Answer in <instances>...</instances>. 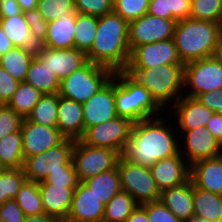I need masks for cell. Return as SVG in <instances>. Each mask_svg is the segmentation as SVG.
<instances>
[{
  "label": "cell",
  "instance_id": "obj_1",
  "mask_svg": "<svg viewBox=\"0 0 222 222\" xmlns=\"http://www.w3.org/2000/svg\"><path fill=\"white\" fill-rule=\"evenodd\" d=\"M166 117L163 113V116L133 123L130 139L120 156L150 168L161 159L177 155L180 152L179 133L176 132V127H173L175 123L171 124L174 121H168Z\"/></svg>",
  "mask_w": 222,
  "mask_h": 222
},
{
  "label": "cell",
  "instance_id": "obj_2",
  "mask_svg": "<svg viewBox=\"0 0 222 222\" xmlns=\"http://www.w3.org/2000/svg\"><path fill=\"white\" fill-rule=\"evenodd\" d=\"M129 23L111 12L98 18V27L87 60L111 69L113 72L126 69L129 57Z\"/></svg>",
  "mask_w": 222,
  "mask_h": 222
},
{
  "label": "cell",
  "instance_id": "obj_3",
  "mask_svg": "<svg viewBox=\"0 0 222 222\" xmlns=\"http://www.w3.org/2000/svg\"><path fill=\"white\" fill-rule=\"evenodd\" d=\"M219 23L186 18L175 24L173 41L183 64L212 57L220 33Z\"/></svg>",
  "mask_w": 222,
  "mask_h": 222
},
{
  "label": "cell",
  "instance_id": "obj_4",
  "mask_svg": "<svg viewBox=\"0 0 222 222\" xmlns=\"http://www.w3.org/2000/svg\"><path fill=\"white\" fill-rule=\"evenodd\" d=\"M115 107L118 117L132 123L165 113L151 93L125 70L115 72Z\"/></svg>",
  "mask_w": 222,
  "mask_h": 222
},
{
  "label": "cell",
  "instance_id": "obj_5",
  "mask_svg": "<svg viewBox=\"0 0 222 222\" xmlns=\"http://www.w3.org/2000/svg\"><path fill=\"white\" fill-rule=\"evenodd\" d=\"M184 66L162 64L154 68H126L125 71L144 86L165 111L184 93Z\"/></svg>",
  "mask_w": 222,
  "mask_h": 222
},
{
  "label": "cell",
  "instance_id": "obj_6",
  "mask_svg": "<svg viewBox=\"0 0 222 222\" xmlns=\"http://www.w3.org/2000/svg\"><path fill=\"white\" fill-rule=\"evenodd\" d=\"M113 74L111 69L88 61L83 67L60 81L58 95L84 103L96 94Z\"/></svg>",
  "mask_w": 222,
  "mask_h": 222
},
{
  "label": "cell",
  "instance_id": "obj_7",
  "mask_svg": "<svg viewBox=\"0 0 222 222\" xmlns=\"http://www.w3.org/2000/svg\"><path fill=\"white\" fill-rule=\"evenodd\" d=\"M75 140L65 139L56 147L24 159L23 172L28 181H43L50 172L62 169H75L72 152Z\"/></svg>",
  "mask_w": 222,
  "mask_h": 222
},
{
  "label": "cell",
  "instance_id": "obj_8",
  "mask_svg": "<svg viewBox=\"0 0 222 222\" xmlns=\"http://www.w3.org/2000/svg\"><path fill=\"white\" fill-rule=\"evenodd\" d=\"M122 191L127 192L138 205L155 202L160 199L149 167H144L123 159L117 163Z\"/></svg>",
  "mask_w": 222,
  "mask_h": 222
},
{
  "label": "cell",
  "instance_id": "obj_9",
  "mask_svg": "<svg viewBox=\"0 0 222 222\" xmlns=\"http://www.w3.org/2000/svg\"><path fill=\"white\" fill-rule=\"evenodd\" d=\"M120 153L101 147H92L76 140L72 152V161L79 182L95 177L102 172L116 168Z\"/></svg>",
  "mask_w": 222,
  "mask_h": 222
},
{
  "label": "cell",
  "instance_id": "obj_10",
  "mask_svg": "<svg viewBox=\"0 0 222 222\" xmlns=\"http://www.w3.org/2000/svg\"><path fill=\"white\" fill-rule=\"evenodd\" d=\"M221 88L222 65L213 56L191 61L185 64V90L183 91V94L196 98L203 92L214 91Z\"/></svg>",
  "mask_w": 222,
  "mask_h": 222
},
{
  "label": "cell",
  "instance_id": "obj_11",
  "mask_svg": "<svg viewBox=\"0 0 222 222\" xmlns=\"http://www.w3.org/2000/svg\"><path fill=\"white\" fill-rule=\"evenodd\" d=\"M132 126L130 120L117 116L105 123L88 127L80 140L89 146L109 148L121 154L130 139Z\"/></svg>",
  "mask_w": 222,
  "mask_h": 222
},
{
  "label": "cell",
  "instance_id": "obj_12",
  "mask_svg": "<svg viewBox=\"0 0 222 222\" xmlns=\"http://www.w3.org/2000/svg\"><path fill=\"white\" fill-rule=\"evenodd\" d=\"M176 22L177 20H167L149 14L130 21L128 28L130 50L143 44L173 39Z\"/></svg>",
  "mask_w": 222,
  "mask_h": 222
},
{
  "label": "cell",
  "instance_id": "obj_13",
  "mask_svg": "<svg viewBox=\"0 0 222 222\" xmlns=\"http://www.w3.org/2000/svg\"><path fill=\"white\" fill-rule=\"evenodd\" d=\"M179 139L180 154L190 166L197 161L222 155V144L206 127L184 131Z\"/></svg>",
  "mask_w": 222,
  "mask_h": 222
},
{
  "label": "cell",
  "instance_id": "obj_14",
  "mask_svg": "<svg viewBox=\"0 0 222 222\" xmlns=\"http://www.w3.org/2000/svg\"><path fill=\"white\" fill-rule=\"evenodd\" d=\"M162 64H183L173 39L134 47L126 68H154Z\"/></svg>",
  "mask_w": 222,
  "mask_h": 222
},
{
  "label": "cell",
  "instance_id": "obj_15",
  "mask_svg": "<svg viewBox=\"0 0 222 222\" xmlns=\"http://www.w3.org/2000/svg\"><path fill=\"white\" fill-rule=\"evenodd\" d=\"M84 132L88 127L105 123L117 117L115 107V72L99 91L82 103Z\"/></svg>",
  "mask_w": 222,
  "mask_h": 222
},
{
  "label": "cell",
  "instance_id": "obj_16",
  "mask_svg": "<svg viewBox=\"0 0 222 222\" xmlns=\"http://www.w3.org/2000/svg\"><path fill=\"white\" fill-rule=\"evenodd\" d=\"M21 134L24 159L56 147L66 139L57 127L36 124L26 118L22 123Z\"/></svg>",
  "mask_w": 222,
  "mask_h": 222
},
{
  "label": "cell",
  "instance_id": "obj_17",
  "mask_svg": "<svg viewBox=\"0 0 222 222\" xmlns=\"http://www.w3.org/2000/svg\"><path fill=\"white\" fill-rule=\"evenodd\" d=\"M171 108V112L175 115L174 119L175 125L177 127V132L179 136L184 132L191 129H195L199 126L206 127L207 121L213 115V111L204 106L197 98L182 95L171 107L167 110L166 114L171 118L173 115L169 112ZM178 118V119H176ZM179 126V127H178ZM180 129V130H179Z\"/></svg>",
  "mask_w": 222,
  "mask_h": 222
},
{
  "label": "cell",
  "instance_id": "obj_18",
  "mask_svg": "<svg viewBox=\"0 0 222 222\" xmlns=\"http://www.w3.org/2000/svg\"><path fill=\"white\" fill-rule=\"evenodd\" d=\"M150 171L159 191L179 186L190 179V165L180 154L157 161Z\"/></svg>",
  "mask_w": 222,
  "mask_h": 222
},
{
  "label": "cell",
  "instance_id": "obj_19",
  "mask_svg": "<svg viewBox=\"0 0 222 222\" xmlns=\"http://www.w3.org/2000/svg\"><path fill=\"white\" fill-rule=\"evenodd\" d=\"M37 58L46 65L60 81L88 62L87 55L75 47L70 49H50L45 47Z\"/></svg>",
  "mask_w": 222,
  "mask_h": 222
},
{
  "label": "cell",
  "instance_id": "obj_20",
  "mask_svg": "<svg viewBox=\"0 0 222 222\" xmlns=\"http://www.w3.org/2000/svg\"><path fill=\"white\" fill-rule=\"evenodd\" d=\"M105 205L83 182L74 190L66 222H102Z\"/></svg>",
  "mask_w": 222,
  "mask_h": 222
},
{
  "label": "cell",
  "instance_id": "obj_21",
  "mask_svg": "<svg viewBox=\"0 0 222 222\" xmlns=\"http://www.w3.org/2000/svg\"><path fill=\"white\" fill-rule=\"evenodd\" d=\"M0 24L14 47L23 48L33 57L44 50V41L31 33L23 12L13 17L0 18Z\"/></svg>",
  "mask_w": 222,
  "mask_h": 222
},
{
  "label": "cell",
  "instance_id": "obj_22",
  "mask_svg": "<svg viewBox=\"0 0 222 222\" xmlns=\"http://www.w3.org/2000/svg\"><path fill=\"white\" fill-rule=\"evenodd\" d=\"M76 187H63L52 184H39L44 213L57 222L66 221Z\"/></svg>",
  "mask_w": 222,
  "mask_h": 222
},
{
  "label": "cell",
  "instance_id": "obj_23",
  "mask_svg": "<svg viewBox=\"0 0 222 222\" xmlns=\"http://www.w3.org/2000/svg\"><path fill=\"white\" fill-rule=\"evenodd\" d=\"M193 192L194 185L189 179L179 186L161 191L159 201L181 222H189L194 218Z\"/></svg>",
  "mask_w": 222,
  "mask_h": 222
},
{
  "label": "cell",
  "instance_id": "obj_24",
  "mask_svg": "<svg viewBox=\"0 0 222 222\" xmlns=\"http://www.w3.org/2000/svg\"><path fill=\"white\" fill-rule=\"evenodd\" d=\"M59 132L66 138L80 140L84 135V118L82 103L58 95Z\"/></svg>",
  "mask_w": 222,
  "mask_h": 222
},
{
  "label": "cell",
  "instance_id": "obj_25",
  "mask_svg": "<svg viewBox=\"0 0 222 222\" xmlns=\"http://www.w3.org/2000/svg\"><path fill=\"white\" fill-rule=\"evenodd\" d=\"M190 179L195 187L222 195V155L193 163Z\"/></svg>",
  "mask_w": 222,
  "mask_h": 222
},
{
  "label": "cell",
  "instance_id": "obj_26",
  "mask_svg": "<svg viewBox=\"0 0 222 222\" xmlns=\"http://www.w3.org/2000/svg\"><path fill=\"white\" fill-rule=\"evenodd\" d=\"M76 17V10H70L58 19L49 21L44 41L45 47L50 49L74 48Z\"/></svg>",
  "mask_w": 222,
  "mask_h": 222
},
{
  "label": "cell",
  "instance_id": "obj_27",
  "mask_svg": "<svg viewBox=\"0 0 222 222\" xmlns=\"http://www.w3.org/2000/svg\"><path fill=\"white\" fill-rule=\"evenodd\" d=\"M194 218L222 222V195L204 191L194 186Z\"/></svg>",
  "mask_w": 222,
  "mask_h": 222
},
{
  "label": "cell",
  "instance_id": "obj_28",
  "mask_svg": "<svg viewBox=\"0 0 222 222\" xmlns=\"http://www.w3.org/2000/svg\"><path fill=\"white\" fill-rule=\"evenodd\" d=\"M83 183L91 189V192L94 193L104 205L122 191L120 174L117 167L89 178L83 181Z\"/></svg>",
  "mask_w": 222,
  "mask_h": 222
},
{
  "label": "cell",
  "instance_id": "obj_29",
  "mask_svg": "<svg viewBox=\"0 0 222 222\" xmlns=\"http://www.w3.org/2000/svg\"><path fill=\"white\" fill-rule=\"evenodd\" d=\"M25 82L43 94H57L60 88V80L37 57L30 63Z\"/></svg>",
  "mask_w": 222,
  "mask_h": 222
},
{
  "label": "cell",
  "instance_id": "obj_30",
  "mask_svg": "<svg viewBox=\"0 0 222 222\" xmlns=\"http://www.w3.org/2000/svg\"><path fill=\"white\" fill-rule=\"evenodd\" d=\"M23 163L21 131L5 135L0 139V167L22 168Z\"/></svg>",
  "mask_w": 222,
  "mask_h": 222
},
{
  "label": "cell",
  "instance_id": "obj_31",
  "mask_svg": "<svg viewBox=\"0 0 222 222\" xmlns=\"http://www.w3.org/2000/svg\"><path fill=\"white\" fill-rule=\"evenodd\" d=\"M57 115L58 93L43 94L26 119L43 126L57 127Z\"/></svg>",
  "mask_w": 222,
  "mask_h": 222
},
{
  "label": "cell",
  "instance_id": "obj_32",
  "mask_svg": "<svg viewBox=\"0 0 222 222\" xmlns=\"http://www.w3.org/2000/svg\"><path fill=\"white\" fill-rule=\"evenodd\" d=\"M33 58L23 48L13 47L0 57V66L18 82H24Z\"/></svg>",
  "mask_w": 222,
  "mask_h": 222
},
{
  "label": "cell",
  "instance_id": "obj_33",
  "mask_svg": "<svg viewBox=\"0 0 222 222\" xmlns=\"http://www.w3.org/2000/svg\"><path fill=\"white\" fill-rule=\"evenodd\" d=\"M98 17L77 13L74 30V47L87 54L93 45Z\"/></svg>",
  "mask_w": 222,
  "mask_h": 222
},
{
  "label": "cell",
  "instance_id": "obj_34",
  "mask_svg": "<svg viewBox=\"0 0 222 222\" xmlns=\"http://www.w3.org/2000/svg\"><path fill=\"white\" fill-rule=\"evenodd\" d=\"M42 95L43 93L31 84L20 82L18 89L6 105L23 118H27Z\"/></svg>",
  "mask_w": 222,
  "mask_h": 222
},
{
  "label": "cell",
  "instance_id": "obj_35",
  "mask_svg": "<svg viewBox=\"0 0 222 222\" xmlns=\"http://www.w3.org/2000/svg\"><path fill=\"white\" fill-rule=\"evenodd\" d=\"M14 200L25 216H34L44 213L38 182L26 180L20 187Z\"/></svg>",
  "mask_w": 222,
  "mask_h": 222
},
{
  "label": "cell",
  "instance_id": "obj_36",
  "mask_svg": "<svg viewBox=\"0 0 222 222\" xmlns=\"http://www.w3.org/2000/svg\"><path fill=\"white\" fill-rule=\"evenodd\" d=\"M137 206L133 197L121 191L105 205L102 222H125Z\"/></svg>",
  "mask_w": 222,
  "mask_h": 222
},
{
  "label": "cell",
  "instance_id": "obj_37",
  "mask_svg": "<svg viewBox=\"0 0 222 222\" xmlns=\"http://www.w3.org/2000/svg\"><path fill=\"white\" fill-rule=\"evenodd\" d=\"M26 180L22 168H2L0 170V205L14 199Z\"/></svg>",
  "mask_w": 222,
  "mask_h": 222
},
{
  "label": "cell",
  "instance_id": "obj_38",
  "mask_svg": "<svg viewBox=\"0 0 222 222\" xmlns=\"http://www.w3.org/2000/svg\"><path fill=\"white\" fill-rule=\"evenodd\" d=\"M190 18L220 23L222 18V0H193Z\"/></svg>",
  "mask_w": 222,
  "mask_h": 222
},
{
  "label": "cell",
  "instance_id": "obj_39",
  "mask_svg": "<svg viewBox=\"0 0 222 222\" xmlns=\"http://www.w3.org/2000/svg\"><path fill=\"white\" fill-rule=\"evenodd\" d=\"M149 0H114L113 12L128 23L147 14Z\"/></svg>",
  "mask_w": 222,
  "mask_h": 222
},
{
  "label": "cell",
  "instance_id": "obj_40",
  "mask_svg": "<svg viewBox=\"0 0 222 222\" xmlns=\"http://www.w3.org/2000/svg\"><path fill=\"white\" fill-rule=\"evenodd\" d=\"M45 21L58 19L65 12L75 9V0H38L37 7Z\"/></svg>",
  "mask_w": 222,
  "mask_h": 222
},
{
  "label": "cell",
  "instance_id": "obj_41",
  "mask_svg": "<svg viewBox=\"0 0 222 222\" xmlns=\"http://www.w3.org/2000/svg\"><path fill=\"white\" fill-rule=\"evenodd\" d=\"M114 0H75L77 13L102 17L113 12Z\"/></svg>",
  "mask_w": 222,
  "mask_h": 222
},
{
  "label": "cell",
  "instance_id": "obj_42",
  "mask_svg": "<svg viewBox=\"0 0 222 222\" xmlns=\"http://www.w3.org/2000/svg\"><path fill=\"white\" fill-rule=\"evenodd\" d=\"M24 118L10 109L7 105L0 104V139L5 135L21 131Z\"/></svg>",
  "mask_w": 222,
  "mask_h": 222
},
{
  "label": "cell",
  "instance_id": "obj_43",
  "mask_svg": "<svg viewBox=\"0 0 222 222\" xmlns=\"http://www.w3.org/2000/svg\"><path fill=\"white\" fill-rule=\"evenodd\" d=\"M79 183L75 169H62L50 172L49 175L38 184H52L63 187H77Z\"/></svg>",
  "mask_w": 222,
  "mask_h": 222
},
{
  "label": "cell",
  "instance_id": "obj_44",
  "mask_svg": "<svg viewBox=\"0 0 222 222\" xmlns=\"http://www.w3.org/2000/svg\"><path fill=\"white\" fill-rule=\"evenodd\" d=\"M147 212L150 222H181L169 209L159 200L141 205Z\"/></svg>",
  "mask_w": 222,
  "mask_h": 222
},
{
  "label": "cell",
  "instance_id": "obj_45",
  "mask_svg": "<svg viewBox=\"0 0 222 222\" xmlns=\"http://www.w3.org/2000/svg\"><path fill=\"white\" fill-rule=\"evenodd\" d=\"M23 14L31 33L45 41L49 22L42 18L37 8Z\"/></svg>",
  "mask_w": 222,
  "mask_h": 222
},
{
  "label": "cell",
  "instance_id": "obj_46",
  "mask_svg": "<svg viewBox=\"0 0 222 222\" xmlns=\"http://www.w3.org/2000/svg\"><path fill=\"white\" fill-rule=\"evenodd\" d=\"M19 83L0 66V104L6 105L18 89Z\"/></svg>",
  "mask_w": 222,
  "mask_h": 222
},
{
  "label": "cell",
  "instance_id": "obj_47",
  "mask_svg": "<svg viewBox=\"0 0 222 222\" xmlns=\"http://www.w3.org/2000/svg\"><path fill=\"white\" fill-rule=\"evenodd\" d=\"M25 217L14 199L0 205V222H24Z\"/></svg>",
  "mask_w": 222,
  "mask_h": 222
},
{
  "label": "cell",
  "instance_id": "obj_48",
  "mask_svg": "<svg viewBox=\"0 0 222 222\" xmlns=\"http://www.w3.org/2000/svg\"><path fill=\"white\" fill-rule=\"evenodd\" d=\"M204 106L215 113H222V88L203 92L196 97Z\"/></svg>",
  "mask_w": 222,
  "mask_h": 222
},
{
  "label": "cell",
  "instance_id": "obj_49",
  "mask_svg": "<svg viewBox=\"0 0 222 222\" xmlns=\"http://www.w3.org/2000/svg\"><path fill=\"white\" fill-rule=\"evenodd\" d=\"M147 14L167 20H176L171 14L169 0H149Z\"/></svg>",
  "mask_w": 222,
  "mask_h": 222
},
{
  "label": "cell",
  "instance_id": "obj_50",
  "mask_svg": "<svg viewBox=\"0 0 222 222\" xmlns=\"http://www.w3.org/2000/svg\"><path fill=\"white\" fill-rule=\"evenodd\" d=\"M172 16L177 20H184L190 17L191 2L188 0H169Z\"/></svg>",
  "mask_w": 222,
  "mask_h": 222
},
{
  "label": "cell",
  "instance_id": "obj_51",
  "mask_svg": "<svg viewBox=\"0 0 222 222\" xmlns=\"http://www.w3.org/2000/svg\"><path fill=\"white\" fill-rule=\"evenodd\" d=\"M206 128L222 144V113H213Z\"/></svg>",
  "mask_w": 222,
  "mask_h": 222
},
{
  "label": "cell",
  "instance_id": "obj_52",
  "mask_svg": "<svg viewBox=\"0 0 222 222\" xmlns=\"http://www.w3.org/2000/svg\"><path fill=\"white\" fill-rule=\"evenodd\" d=\"M21 13L20 5L16 0H0V18L13 17Z\"/></svg>",
  "mask_w": 222,
  "mask_h": 222
},
{
  "label": "cell",
  "instance_id": "obj_53",
  "mask_svg": "<svg viewBox=\"0 0 222 222\" xmlns=\"http://www.w3.org/2000/svg\"><path fill=\"white\" fill-rule=\"evenodd\" d=\"M125 222H150L146 210L138 205Z\"/></svg>",
  "mask_w": 222,
  "mask_h": 222
},
{
  "label": "cell",
  "instance_id": "obj_54",
  "mask_svg": "<svg viewBox=\"0 0 222 222\" xmlns=\"http://www.w3.org/2000/svg\"><path fill=\"white\" fill-rule=\"evenodd\" d=\"M14 46L12 45L10 39L4 33L2 26L0 24V57L3 56L6 52L12 49Z\"/></svg>",
  "mask_w": 222,
  "mask_h": 222
},
{
  "label": "cell",
  "instance_id": "obj_55",
  "mask_svg": "<svg viewBox=\"0 0 222 222\" xmlns=\"http://www.w3.org/2000/svg\"><path fill=\"white\" fill-rule=\"evenodd\" d=\"M24 222H57V221L51 216H48L47 214L43 213L40 215L26 216Z\"/></svg>",
  "mask_w": 222,
  "mask_h": 222
},
{
  "label": "cell",
  "instance_id": "obj_56",
  "mask_svg": "<svg viewBox=\"0 0 222 222\" xmlns=\"http://www.w3.org/2000/svg\"><path fill=\"white\" fill-rule=\"evenodd\" d=\"M20 5L21 11L27 12L38 7V0H16Z\"/></svg>",
  "mask_w": 222,
  "mask_h": 222
},
{
  "label": "cell",
  "instance_id": "obj_57",
  "mask_svg": "<svg viewBox=\"0 0 222 222\" xmlns=\"http://www.w3.org/2000/svg\"><path fill=\"white\" fill-rule=\"evenodd\" d=\"M213 57L218 60L222 65V31H220L218 40L215 46Z\"/></svg>",
  "mask_w": 222,
  "mask_h": 222
},
{
  "label": "cell",
  "instance_id": "obj_58",
  "mask_svg": "<svg viewBox=\"0 0 222 222\" xmlns=\"http://www.w3.org/2000/svg\"><path fill=\"white\" fill-rule=\"evenodd\" d=\"M189 222H210V221L201 220V219H198V218H193V219L190 220Z\"/></svg>",
  "mask_w": 222,
  "mask_h": 222
},
{
  "label": "cell",
  "instance_id": "obj_59",
  "mask_svg": "<svg viewBox=\"0 0 222 222\" xmlns=\"http://www.w3.org/2000/svg\"><path fill=\"white\" fill-rule=\"evenodd\" d=\"M219 25H220V30L222 31V18H221Z\"/></svg>",
  "mask_w": 222,
  "mask_h": 222
}]
</instances>
